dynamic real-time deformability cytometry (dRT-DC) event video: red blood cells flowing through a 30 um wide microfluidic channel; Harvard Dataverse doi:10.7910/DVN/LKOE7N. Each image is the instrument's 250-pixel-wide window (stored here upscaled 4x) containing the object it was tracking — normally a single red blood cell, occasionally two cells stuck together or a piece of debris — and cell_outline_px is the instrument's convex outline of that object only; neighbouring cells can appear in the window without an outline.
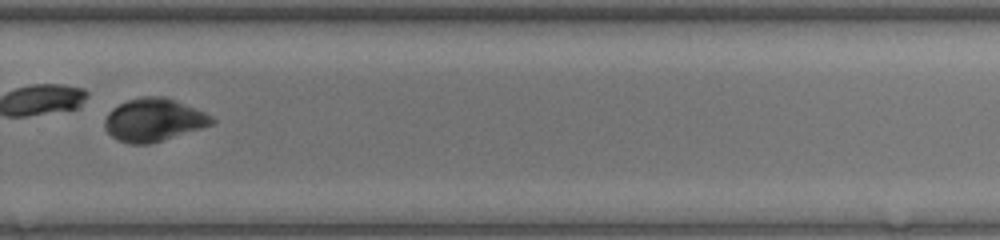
{"species": "common noctule bat (a hibernating species)", "species_latin": "Nyctalus noctula", "temperature_condition": "warm", "stored_images_in_passage": 34, "camera_frame_rate_fps": 3000, "um_per_image_px": 0.085, "animal": {"sex": "female", "body_mass_g": 17.0, "forearm_length_mm": 48.0}, "frame": {"image": 1, "passage_image": 34, "time_ms": 11.0, "image_size_px": [1000, 240], "cell_outline_px": [[216, 120], [212, 124], [200, 128], [148, 144], [128, 144], [112, 136], [104, 128], [104, 120], [108, 112], [112, 108], [128, 100], [140, 96], [164, 96], [176, 100], [204, 112], [212, 116]], "centroid_in_image_um": [13.03, 10.17], "position_along_channel_um": 316.8, "area_um2": 26.53}}